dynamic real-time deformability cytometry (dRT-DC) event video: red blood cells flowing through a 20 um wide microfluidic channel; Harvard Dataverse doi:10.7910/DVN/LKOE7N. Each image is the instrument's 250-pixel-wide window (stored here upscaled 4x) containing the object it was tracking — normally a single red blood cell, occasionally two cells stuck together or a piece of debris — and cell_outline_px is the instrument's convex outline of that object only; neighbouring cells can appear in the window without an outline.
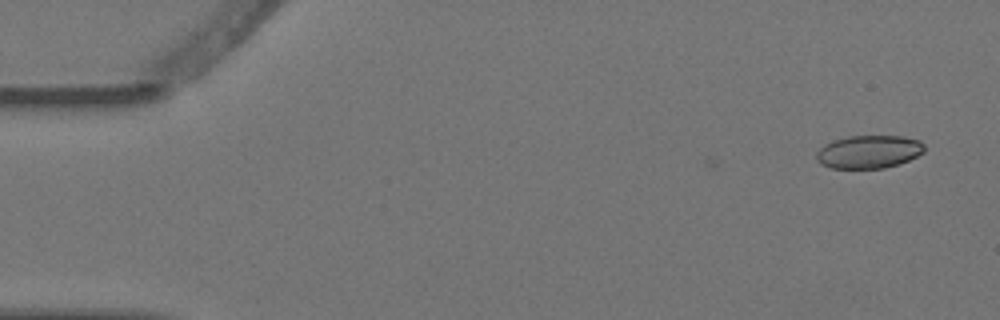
{"species": "Egyptian fruit bat (a non-hibernating species)", "species_latin": "Rousettus aegyptiacus", "temperature_condition": "warm", "stored_images_in_passage": 3, "camera_frame_rate_fps": 3000, "um_per_image_px": 0.085, "animal": {"sex": "female"}, "frame": {"image": 1, "passage_image": 3, "time_ms": 0.667, "image_size_px": [1000, 320], "cell_outline_px": [[924, 152], [908, 160], [884, 168], [828, 168], [820, 164], [816, 160], [816, 152], [824, 144], [832, 140], [848, 136], [904, 136], [920, 140], [924, 144]], "centroid_in_image_um": [73.81, 12.89], "position_along_channel_um": 11.2, "area_um2": 20.92}}